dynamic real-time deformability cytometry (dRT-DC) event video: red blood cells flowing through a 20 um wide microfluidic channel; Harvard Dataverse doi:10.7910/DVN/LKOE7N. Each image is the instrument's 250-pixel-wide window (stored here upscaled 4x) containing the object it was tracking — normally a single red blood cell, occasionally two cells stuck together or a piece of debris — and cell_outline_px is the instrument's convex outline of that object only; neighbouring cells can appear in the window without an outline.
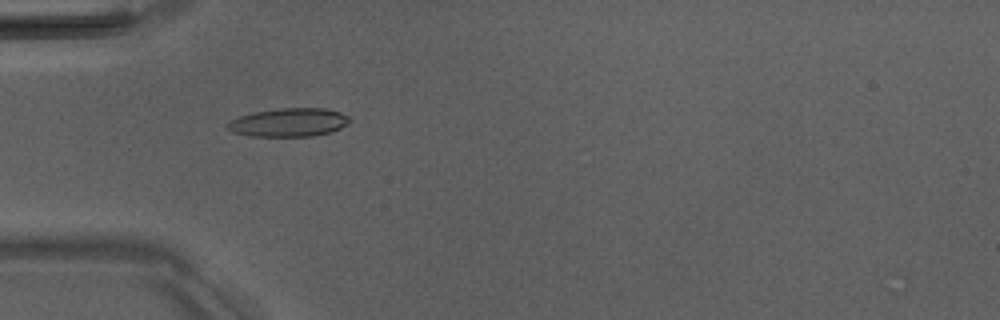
{"species": "Egyptian fruit bat (a non-hibernating species)", "species_latin": "Rousettus aegyptiacus", "temperature_condition": "room temperature", "stored_images_in_passage": 7, "camera_frame_rate_fps": 3000, "um_per_image_px": 0.085, "animal": {"sex": "male"}, "frame": {"image": 1, "passage_image": 5, "time_ms": 4.333, "image_size_px": [1000, 320], "cell_outline_px": [[352, 120], [348, 124], [340, 128], [328, 132], [312, 136], [252, 136], [232, 132], [228, 128], [228, 124], [232, 120], [240, 116], [252, 112], [280, 108], [324, 108], [340, 112], [348, 116]], "centroid_in_image_um": [24.58, 10.4], "position_along_channel_um": 60.4, "area_um2": 20.11}}
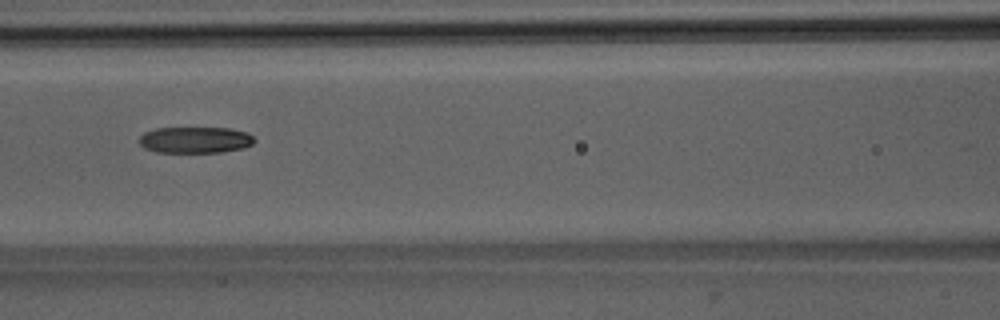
{"frame": {"image": 2, "passage_image": 7, "time_ms": 6.667, "image_size_px": [1000, 320], "cell_outline_px": [[256, 140], [252, 144], [244, 148], [220, 152], [156, 152], [144, 148], [140, 144], [140, 136], [144, 132], [156, 128], [228, 128], [244, 132], [252, 136]], "centroid_in_image_um": [16.57, 11.89], "position_along_channel_um": 150.0, "area_um2": 17.57}}